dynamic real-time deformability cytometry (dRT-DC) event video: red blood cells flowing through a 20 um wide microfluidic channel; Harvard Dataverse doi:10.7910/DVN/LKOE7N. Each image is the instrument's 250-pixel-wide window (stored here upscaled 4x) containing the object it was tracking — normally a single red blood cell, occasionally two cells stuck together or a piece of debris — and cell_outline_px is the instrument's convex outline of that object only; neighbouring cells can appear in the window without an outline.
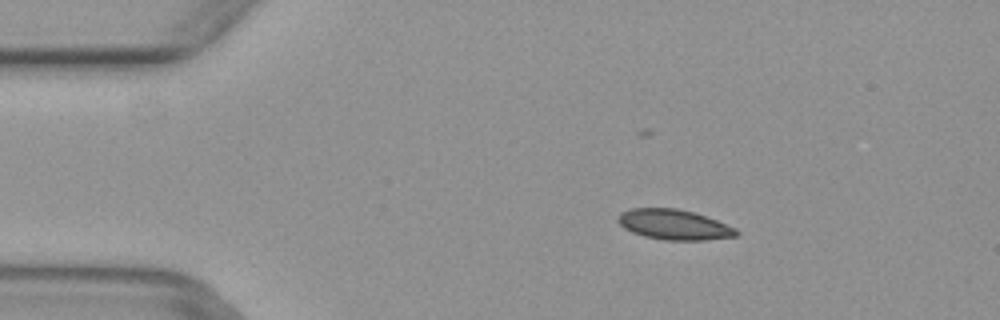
{"species": "common noctule bat (a hibernating species)", "species_latin": "Nyctalus noctula", "temperature_condition": "warm", "stored_images_in_passage": 6, "camera_frame_rate_fps": 3000, "um_per_image_px": 0.085, "animal": {"sex": "female", "body_mass_g": 29.2, "forearm_length_mm": 56.3}, "frame": {"image": 1, "passage_image": 3, "time_ms": 0.667, "image_size_px": [1000, 320], "cell_outline_px": [[740, 232], [736, 236], [704, 240], [664, 240], [644, 236], [632, 232], [624, 228], [616, 220], [616, 216], [620, 212], [628, 208], [676, 208], [692, 212], [716, 220], [736, 228]], "centroid_in_image_um": [57.24, 19.09], "position_along_channel_um": 27.8, "area_um2": 20.87}}